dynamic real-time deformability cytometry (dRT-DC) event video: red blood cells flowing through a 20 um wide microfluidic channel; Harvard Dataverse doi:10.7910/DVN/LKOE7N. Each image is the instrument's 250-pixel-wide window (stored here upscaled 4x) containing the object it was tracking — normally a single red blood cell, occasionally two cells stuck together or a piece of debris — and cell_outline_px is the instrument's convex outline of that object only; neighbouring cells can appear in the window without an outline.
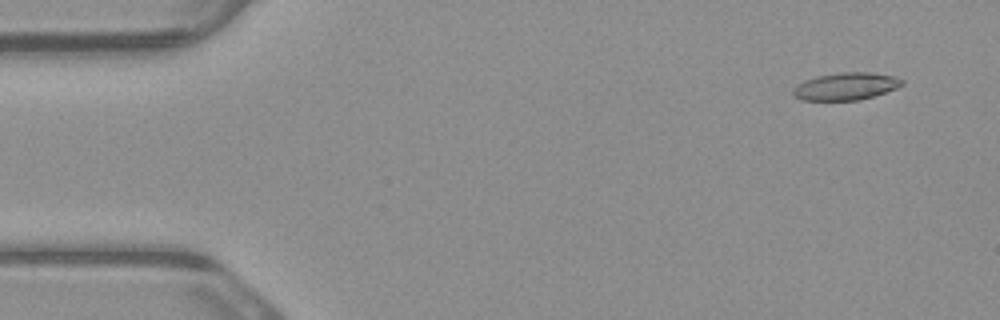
{"species": "common noctule bat (a hibernating species)", "species_latin": "Nyctalus noctula", "temperature_condition": "warm", "stored_images_in_passage": 5, "camera_frame_rate_fps": 3000, "um_per_image_px": 0.085, "animal": {"sex": "male", "body_mass_g": 23.1, "forearm_length_mm": 52.7}, "frame": {"image": 1, "passage_image": 1, "time_ms": 0.0, "image_size_px": [1000, 320], "cell_outline_px": [[904, 84], [896, 88], [860, 100], [800, 100], [792, 96], [792, 88], [804, 80], [816, 76], [840, 72], [868, 72], [892, 76], [904, 80]], "centroid_in_image_um": [71.84, 7.34], "position_along_channel_um": 13.2, "area_um2": 17.4}}
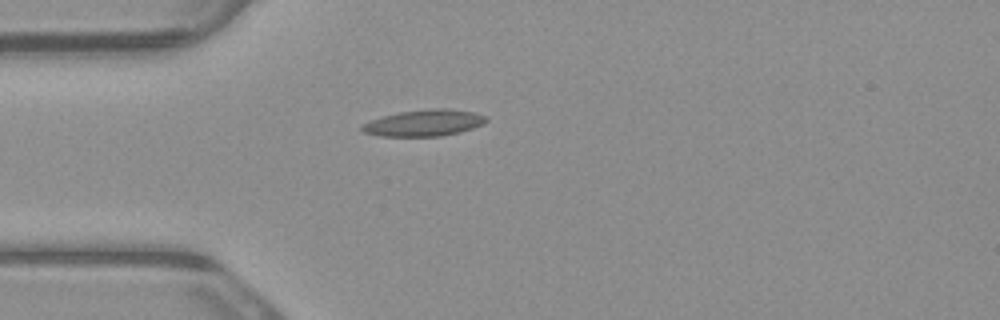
{"frame": {"image": 2, "passage_image": 4, "time_ms": 1.0, "image_size_px": [1000, 320], "cell_outline_px": [[488, 120], [484, 124], [460, 132], [440, 136], [380, 136], [364, 132], [360, 128], [364, 124], [372, 120], [384, 116], [400, 112], [432, 108], [448, 108], [476, 112], [488, 116]], "centroid_in_image_um": [36.13, 10.44], "position_along_channel_um": 48.9, "area_um2": 19.13}}